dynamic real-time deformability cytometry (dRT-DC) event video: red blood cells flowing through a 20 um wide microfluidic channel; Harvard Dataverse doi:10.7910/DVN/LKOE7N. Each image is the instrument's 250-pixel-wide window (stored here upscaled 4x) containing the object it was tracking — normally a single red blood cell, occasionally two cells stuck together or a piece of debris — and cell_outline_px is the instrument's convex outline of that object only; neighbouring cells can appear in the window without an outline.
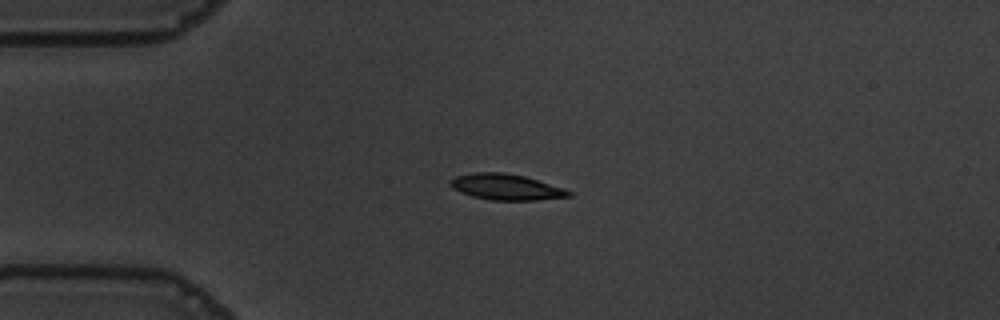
{"species": "common noctule bat (a hibernating species)", "species_latin": "Nyctalus noctula", "temperature_condition": "warm", "stored_images_in_passage": 43, "camera_frame_rate_fps": 3000, "um_per_image_px": 0.085, "animal": {"sex": "male", "body_mass_g": 19.5, "forearm_length_mm": 54.6}, "frame": {"image": 1, "passage_image": 1, "time_ms": 0.0, "image_size_px": [1000, 320], "cell_outline_px": [[572, 196], [536, 200], [492, 200], [472, 196], [460, 192], [452, 188], [452, 180], [456, 176], [472, 172], [504, 172], [524, 176], [564, 188], [572, 192]], "centroid_in_image_um": [43.04, 15.89], "position_along_channel_um": 42.0, "area_um2": 17.74}}
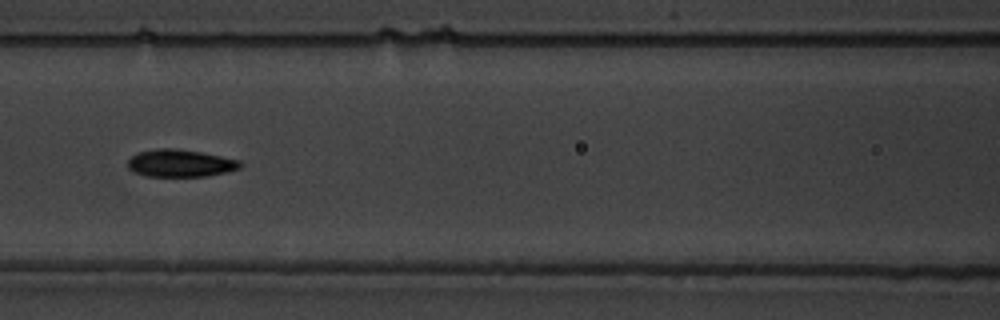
{"frame": {"image": 2, "passage_image": 12, "time_ms": 3.667, "image_size_px": [1000, 320], "cell_outline_px": [[244, 164], [240, 168], [228, 172], [208, 176], [144, 176], [128, 168], [128, 160], [136, 152], [156, 148], [176, 148], [200, 152], [240, 160]], "centroid_in_image_um": [15.34, 13.87], "position_along_channel_um": 151.3, "area_um2": 18.09}}
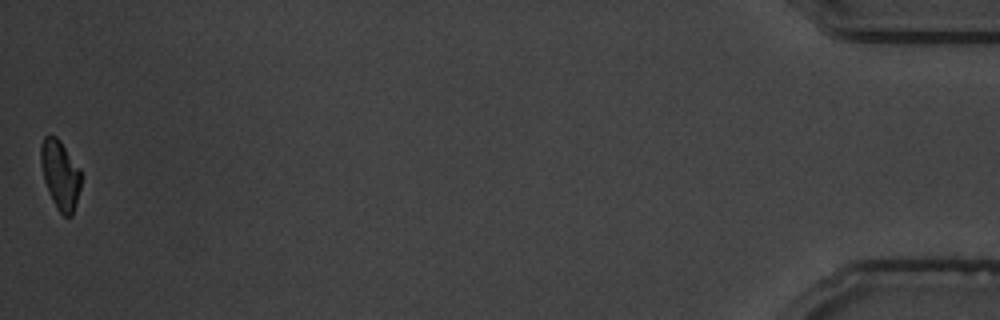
{"frame": {"image": 3, "passage_image": 43, "time_ms": 14.0, "image_size_px": [1000, 320], "cell_outline_px": [[80, 188], [72, 216], [64, 216], [56, 208], [52, 200], [44, 180], [40, 160], [40, 144], [44, 136], [56, 136], [60, 140], [80, 168]], "centroid_in_image_um": [5.1, 14.83], "position_along_channel_um": 430.1, "area_um2": 16.13}, "authors_computed_cell_mechanics": {"area_um2": 17.5712, "velocity_mm_per_s": 3.6279, "shape_relaxation_time_tau1_ms": 3.4929, "shape_relaxation_time_tau2_ms": 2.3422, "deformation_change_tau1": 0.1605, "deformation_change_tau2": 0.0567}}